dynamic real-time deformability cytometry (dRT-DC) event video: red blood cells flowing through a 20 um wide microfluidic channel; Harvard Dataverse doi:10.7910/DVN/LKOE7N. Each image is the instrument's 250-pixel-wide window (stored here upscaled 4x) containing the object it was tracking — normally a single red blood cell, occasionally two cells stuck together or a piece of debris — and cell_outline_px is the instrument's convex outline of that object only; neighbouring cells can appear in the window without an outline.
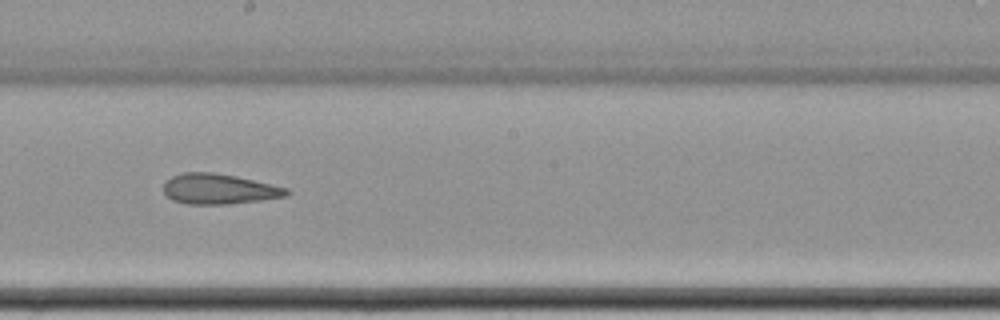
{"species": "common noctule bat (a hibernating species)", "species_latin": "Nyctalus noctula", "temperature_condition": "cold", "stored_images_in_passage": 12, "camera_frame_rate_fps": 3000, "um_per_image_px": 0.085, "animal": {"sex": "female", "body_mass_g": 22.7, "forearm_length_mm": 54.2}, "frame": {"image": 1, "passage_image": 9, "time_ms": 11.333, "image_size_px": [1000, 320], "cell_outline_px": [[292, 192], [288, 196], [260, 200], [224, 204], [188, 204], [172, 200], [164, 192], [164, 184], [172, 176], [184, 172], [212, 172], [236, 176], [288, 188]], "centroid_in_image_um": [18.64, 16.06], "position_along_channel_um": 229.6, "area_um2": 21.62}}
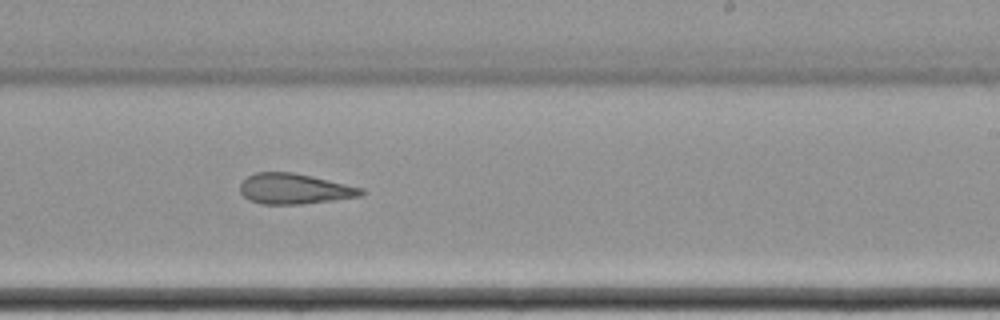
{"frame": {"image": 2, "passage_image": 10, "time_ms": 12.333, "image_size_px": [1000, 320], "cell_outline_px": [[364, 192], [360, 196], [332, 200], [300, 204], [260, 204], [248, 200], [240, 192], [240, 184], [248, 176], [256, 172], [292, 172], [312, 176], [364, 188]], "centroid_in_image_um": [25.0, 16.05], "position_along_channel_um": 264.0, "area_um2": 21.44}}
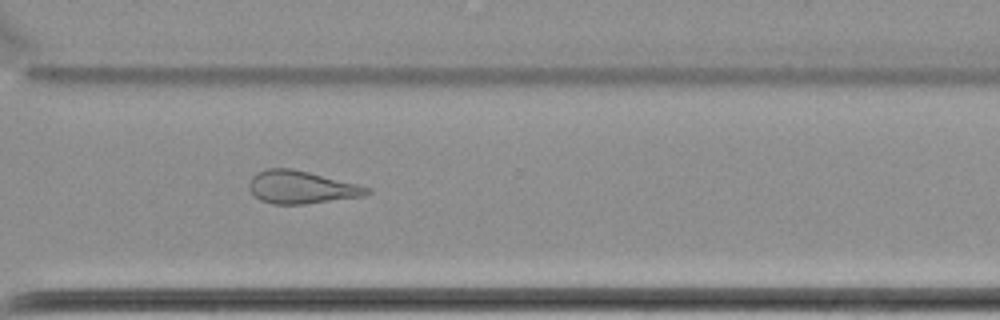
{"frame": {"image": 3, "passage_image": 12, "time_ms": 14.667, "image_size_px": [1000, 320], "cell_outline_px": [[372, 192], [364, 196], [304, 204], [272, 204], [260, 200], [248, 188], [248, 184], [252, 176], [256, 172], [268, 168], [292, 168], [372, 188]], "centroid_in_image_um": [25.59, 15.91], "position_along_channel_um": 345.0, "area_um2": 22.43}}